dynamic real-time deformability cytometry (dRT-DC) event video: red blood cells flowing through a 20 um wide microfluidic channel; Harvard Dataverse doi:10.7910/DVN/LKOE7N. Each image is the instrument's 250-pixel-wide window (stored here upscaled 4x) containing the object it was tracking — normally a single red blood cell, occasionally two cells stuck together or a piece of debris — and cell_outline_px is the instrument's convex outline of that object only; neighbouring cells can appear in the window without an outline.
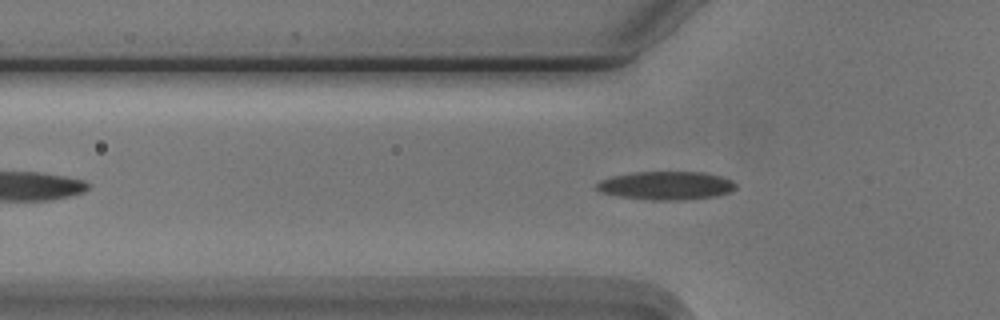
{"species": "Egyptian fruit bat (a non-hibernating species)", "species_latin": "Rousettus aegyptiacus", "temperature_condition": "cold", "stored_images_in_passage": 47, "camera_frame_rate_fps": 3000, "um_per_image_px": 0.085, "animal": {"sex": "male"}, "frame": {"image": 1, "passage_image": 11, "time_ms": 3.333, "image_size_px": [1000, 320], "cell_outline_px": [[736, 188], [728, 192], [716, 196], [684, 200], [652, 200], [616, 196], [600, 192], [596, 188], [596, 184], [600, 180], [612, 176], [632, 172], [704, 172], [720, 176], [732, 180], [736, 184]], "centroid_in_image_um": [56.6, 15.77], "position_along_channel_um": 69.2, "area_um2": 23.12}}
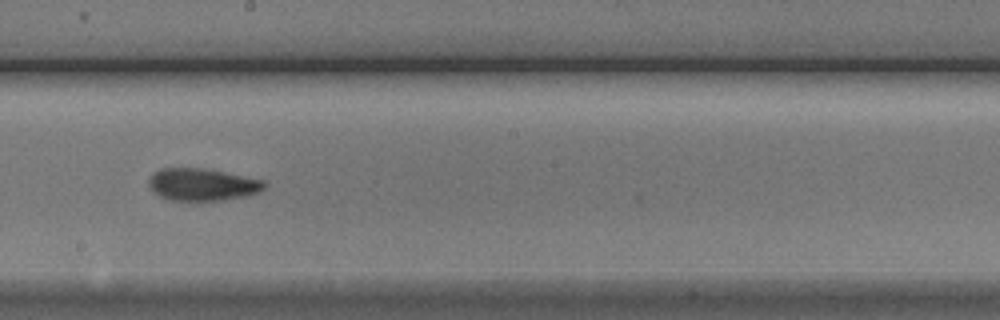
{"frame": {"image": 2, "passage_image": 24, "time_ms": 7.667, "image_size_px": [1000, 320], "cell_outline_px": [[268, 184], [260, 192], [248, 196], [224, 200], [168, 200], [152, 192], [148, 184], [148, 180], [160, 168], [204, 168], [264, 180]], "centroid_in_image_um": [17.22, 15.69], "position_along_channel_um": 231.0, "area_um2": 21.85}}
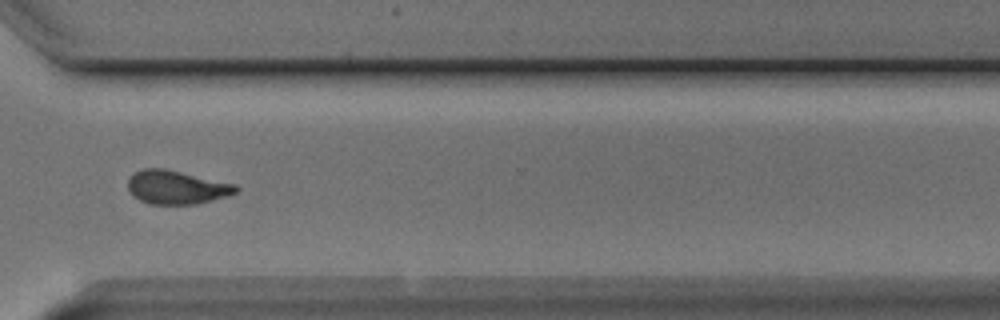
{"frame": {"image": 3, "passage_image": 34, "time_ms": 11.0, "image_size_px": [1000, 320], "cell_outline_px": [[240, 188], [236, 192], [228, 196], [196, 204], [148, 204], [132, 196], [128, 192], [128, 180], [136, 172], [144, 168], [164, 168], [236, 184]], "centroid_in_image_um": [15.01, 15.93], "position_along_channel_um": 355.6, "area_um2": 21.21}, "authors_computed_cell_mechanics": {"area_um2": 21.386, "velocity_mm_per_s": 3.7385, "shape_relaxation_time_tau1_ms": 4.0207, "shape_relaxation_time_tau2_ms": 2.8342, "deformation_change_tau1": 0.1287, "deformation_change_tau2": 0.0995}}